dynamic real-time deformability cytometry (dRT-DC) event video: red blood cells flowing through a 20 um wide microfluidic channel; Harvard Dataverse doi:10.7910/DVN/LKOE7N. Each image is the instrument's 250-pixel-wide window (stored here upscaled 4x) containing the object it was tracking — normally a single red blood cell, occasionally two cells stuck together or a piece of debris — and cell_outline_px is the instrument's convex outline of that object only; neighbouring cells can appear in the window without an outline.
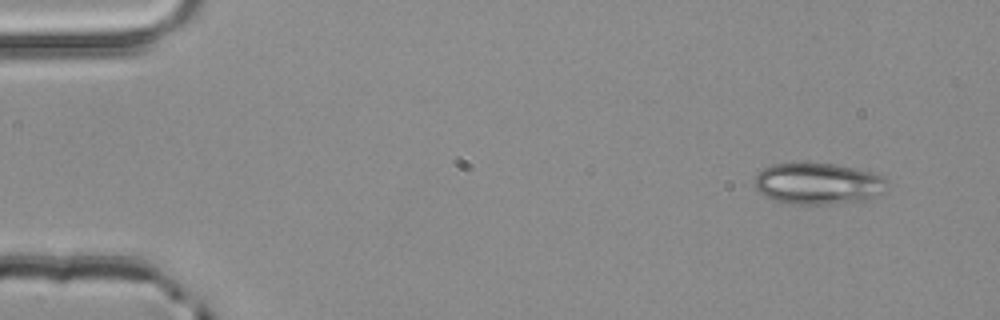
{"species": "common noctule bat (a hibernating species)", "species_latin": "Nyctalus noctula", "temperature_condition": "room temperature", "stored_images_in_passage": 3, "camera_frame_rate_fps": 3000, "um_per_image_px": 0.085, "animal": {"sex": "male", "body_mass_g": 20.4}, "frame": {"image": 1, "passage_image": 1, "time_ms": 0.0, "image_size_px": [1000, 320], "cell_outline_px": [[888, 188], [884, 192], [872, 200], [828, 204], [792, 204], [776, 200], [764, 196], [756, 188], [756, 176], [764, 168], [772, 164], [836, 164], [884, 176], [888, 180]], "centroid_in_image_um": [69.62, 15.63], "position_along_channel_um": 15.4, "area_um2": 31.91}}